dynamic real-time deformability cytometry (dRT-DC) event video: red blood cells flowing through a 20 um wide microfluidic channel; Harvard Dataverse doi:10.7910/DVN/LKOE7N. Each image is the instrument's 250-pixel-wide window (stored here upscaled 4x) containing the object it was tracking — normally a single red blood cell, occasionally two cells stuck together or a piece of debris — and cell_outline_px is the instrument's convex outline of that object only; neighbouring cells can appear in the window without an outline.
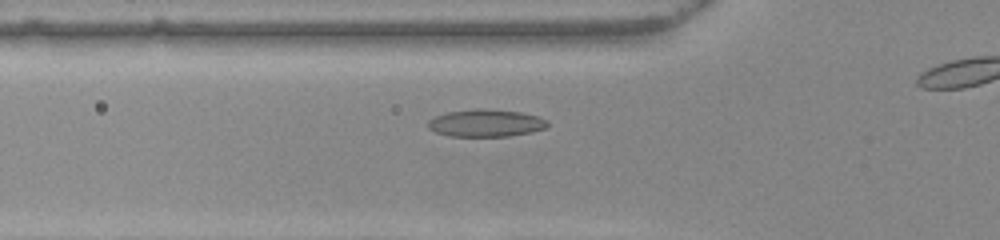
{"species": "common noctule bat (a hibernating species)", "species_latin": "Nyctalus noctula", "temperature_condition": "warm", "stored_images_in_passage": 37, "camera_frame_rate_fps": 3000, "um_per_image_px": 0.085, "animal": {"sex": "female", "body_mass_g": 22.0, "forearm_length_mm": 56.7}, "frame": {"image": 1, "passage_image": 13, "time_ms": 4.0, "image_size_px": [1000, 240], "cell_outline_px": [[548, 128], [508, 136], [448, 136], [436, 132], [428, 128], [428, 120], [436, 116], [448, 112], [476, 108], [520, 112], [540, 116], [548, 120]], "centroid_in_image_um": [41.31, 10.46], "position_along_channel_um": 84.5, "area_um2": 19.02}}
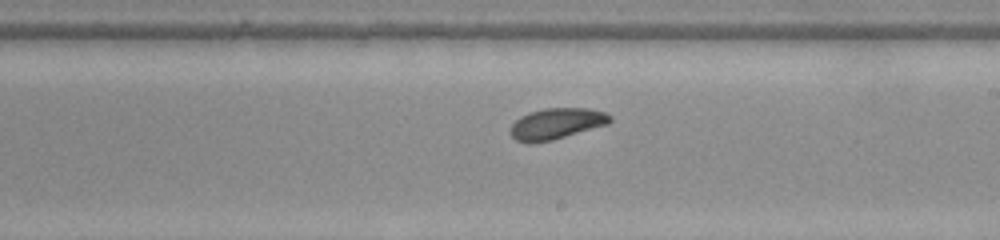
{"frame": {"image": 2, "passage_image": 25, "time_ms": 8.0, "image_size_px": [1000, 240], "cell_outline_px": [[612, 120], [608, 124], [552, 140], [532, 144], [528, 144], [516, 140], [508, 132], [512, 124], [520, 116], [528, 112], [544, 108], [588, 108], [604, 112], [612, 116]], "centroid_in_image_um": [47.26, 10.52], "position_along_channel_um": 241.7, "area_um2": 18.21}}
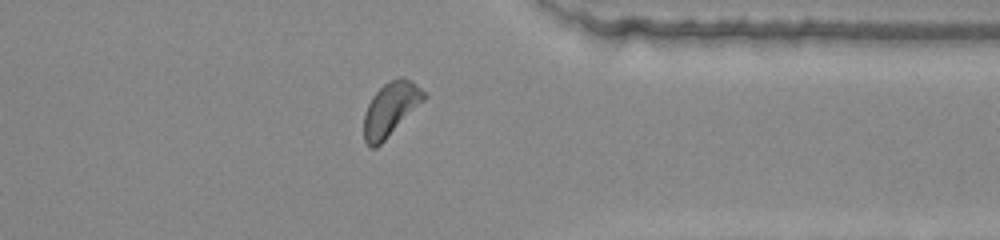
{"frame": {"image": 3, "passage_image": 36, "time_ms": 11.667, "image_size_px": [1000, 240], "cell_outline_px": [[428, 96], [376, 148], [368, 148], [364, 140], [364, 112], [372, 96], [384, 84], [400, 76], [404, 76], [412, 80], [428, 92]], "centroid_in_image_um": [33.21, 9.24], "position_along_channel_um": 378.2, "area_um2": 18.84}}